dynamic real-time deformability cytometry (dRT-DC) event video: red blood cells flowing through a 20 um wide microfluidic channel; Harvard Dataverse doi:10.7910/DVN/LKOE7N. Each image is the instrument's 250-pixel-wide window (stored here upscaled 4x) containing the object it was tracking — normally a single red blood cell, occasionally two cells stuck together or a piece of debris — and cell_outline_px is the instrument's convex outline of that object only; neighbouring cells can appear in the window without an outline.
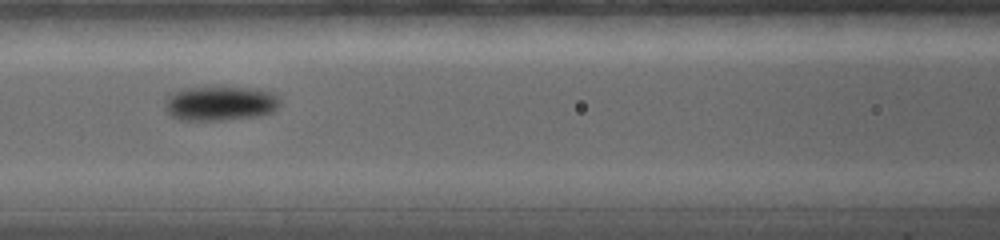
{"species": "common noctule bat (a hibernating species)", "species_latin": "Nyctalus noctula", "temperature_condition": "warm", "stored_images_in_passage": 17, "camera_frame_rate_fps": 5000, "um_per_image_px": 0.085, "animal": {"sex": "female", "body_mass_g": 19.0, "forearm_length_mm": 56.7}, "frame": {"image": 1, "passage_image": 9, "time_ms": 5.2, "image_size_px": [1000, 240], "cell_outline_px": [[280, 104], [272, 112], [260, 116], [224, 120], [180, 120], [172, 116], [168, 112], [168, 100], [176, 92], [184, 88], [240, 88], [264, 92], [272, 96]], "centroid_in_image_um": [18.69, 8.83], "position_along_channel_um": 147.9, "area_um2": 21.91}}
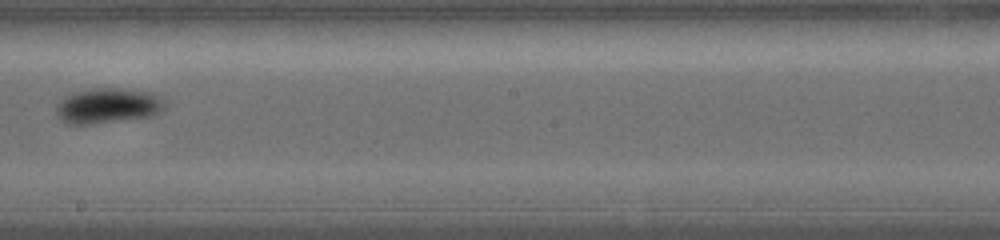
{"frame": {"image": 2, "passage_image": 13, "time_ms": 7.6, "image_size_px": [1000, 240], "cell_outline_px": [[164, 108], [152, 116], [88, 124], [68, 124], [60, 120], [56, 116], [56, 108], [68, 96], [80, 92], [100, 88], [120, 88], [144, 92], [160, 100], [164, 104]], "centroid_in_image_um": [9.11, 9.02], "position_along_channel_um": 239.1, "area_um2": 21.21}}
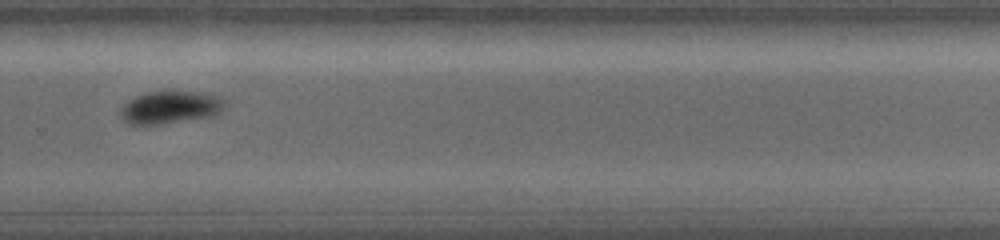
{"frame": {"image": 3, "passage_image": 16, "time_ms": 9.6, "image_size_px": [1000, 240], "cell_outline_px": [[224, 108], [212, 116], [156, 124], [128, 124], [120, 116], [120, 108], [128, 100], [136, 96], [148, 92], [196, 92], [220, 96], [224, 100]], "centroid_in_image_um": [14.44, 9.12], "position_along_channel_um": 315.4, "area_um2": 19.42}}